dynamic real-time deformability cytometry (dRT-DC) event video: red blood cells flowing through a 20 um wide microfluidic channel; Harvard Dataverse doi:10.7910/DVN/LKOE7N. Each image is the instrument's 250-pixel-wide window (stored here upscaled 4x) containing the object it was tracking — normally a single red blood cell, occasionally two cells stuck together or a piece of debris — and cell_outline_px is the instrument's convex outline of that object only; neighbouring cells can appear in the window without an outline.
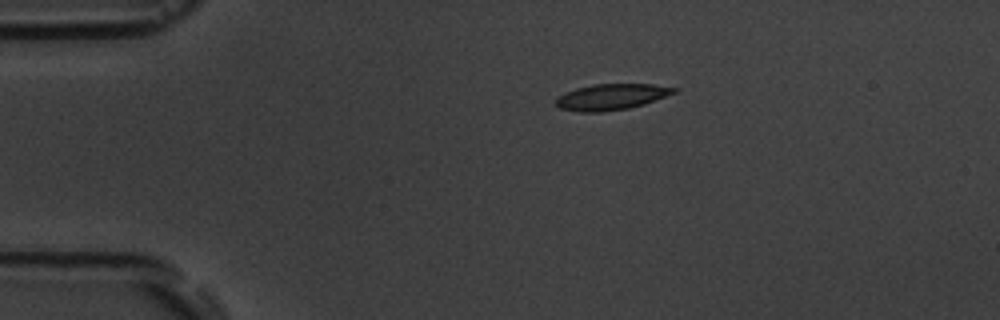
{"species": "common noctule bat (a hibernating species)", "species_latin": "Nyctalus noctula", "temperature_condition": "room temperature", "stored_images_in_passage": 5, "camera_frame_rate_fps": 3000, "um_per_image_px": 0.085, "animal": {"sex": "male", "body_mass_g": 19.5, "forearm_length_mm": 54.6}, "frame": {"image": 1, "passage_image": 1, "time_ms": 0.0, "image_size_px": [1000, 320], "cell_outline_px": [[680, 88], [676, 92], [644, 104], [628, 108], [600, 112], [580, 112], [560, 108], [556, 104], [556, 96], [564, 92], [576, 88], [592, 84], [652, 84]], "centroid_in_image_um": [51.94, 8.22], "position_along_channel_um": 33.1, "area_um2": 17.92}}
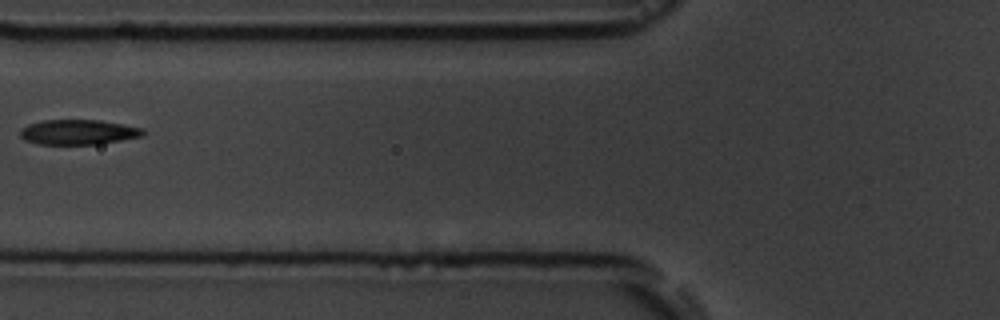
{"frame": {"image": 2, "passage_image": 4, "time_ms": 3.667, "image_size_px": [1000, 320], "cell_outline_px": [[148, 132], [144, 136], [96, 144], [36, 144], [24, 140], [20, 136], [20, 132], [28, 124], [44, 120], [100, 120], [124, 124], [144, 128]], "centroid_in_image_um": [6.7, 11.23], "position_along_channel_um": 119.1, "area_um2": 17.98}}
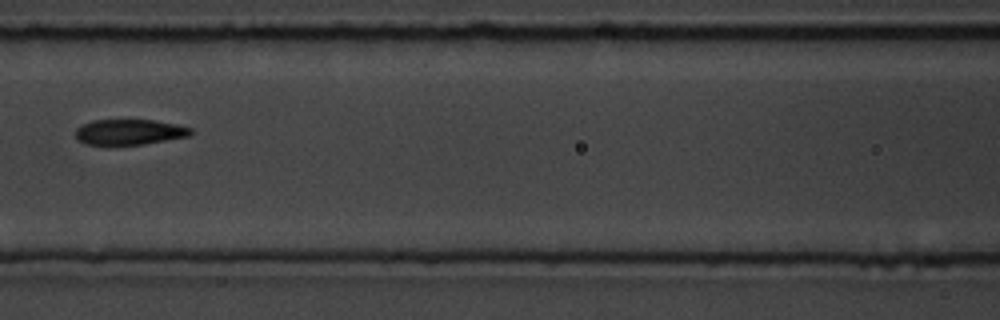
{"frame": {"image": 3, "passage_image": 5, "time_ms": 4.667, "image_size_px": [1000, 320], "cell_outline_px": [[196, 132], [192, 136], [144, 144], [108, 148], [88, 144], [80, 140], [76, 136], [76, 128], [92, 120], [152, 120], [176, 124], [192, 128]], "centroid_in_image_um": [11.03, 11.26], "position_along_channel_um": 155.6, "area_um2": 17.86}}